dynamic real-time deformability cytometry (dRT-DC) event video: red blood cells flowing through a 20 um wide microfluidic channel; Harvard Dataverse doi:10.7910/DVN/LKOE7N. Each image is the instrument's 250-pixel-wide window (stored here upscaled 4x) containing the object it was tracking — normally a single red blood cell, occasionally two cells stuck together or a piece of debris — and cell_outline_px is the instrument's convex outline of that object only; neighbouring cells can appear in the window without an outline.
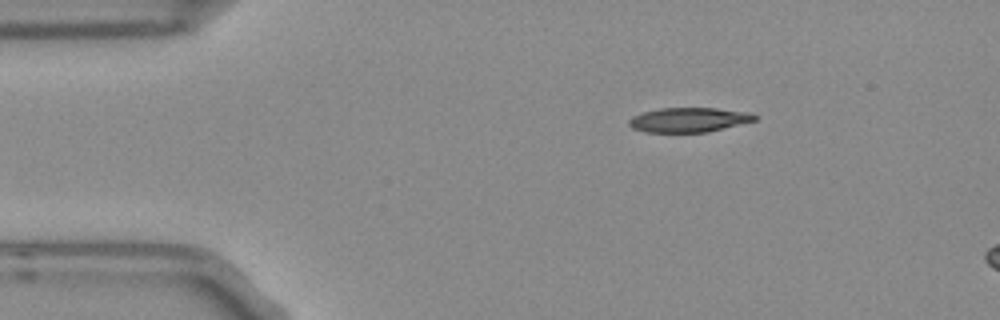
{"species": "Egyptian fruit bat (a non-hibernating species)", "species_latin": "Rousettus aegyptiacus", "temperature_condition": "room temperature", "stored_images_in_passage": 3, "camera_frame_rate_fps": 3000, "um_per_image_px": 0.085, "frame": {"image": 1, "passage_image": 1, "time_ms": 0.0, "image_size_px": [1000, 320], "cell_outline_px": [[756, 120], [708, 132], [644, 132], [632, 128], [628, 124], [628, 120], [632, 116], [644, 112], [660, 108], [716, 108], [748, 112], [756, 116]], "centroid_in_image_um": [58.51, 10.19], "position_along_channel_um": 26.5, "area_um2": 17.92}}